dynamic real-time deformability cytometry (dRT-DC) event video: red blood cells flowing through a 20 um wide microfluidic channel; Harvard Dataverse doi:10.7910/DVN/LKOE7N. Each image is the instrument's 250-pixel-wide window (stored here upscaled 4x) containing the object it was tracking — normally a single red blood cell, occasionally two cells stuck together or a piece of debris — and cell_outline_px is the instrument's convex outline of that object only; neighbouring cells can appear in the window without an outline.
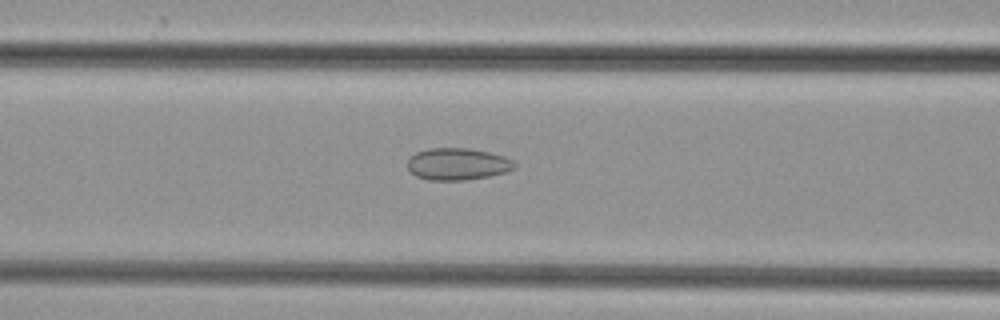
{"species": "common noctule bat (a hibernating species)", "species_latin": "Nyctalus noctula", "temperature_condition": "cold", "stored_images_in_passage": 49, "camera_frame_rate_fps": 3000, "um_per_image_px": 0.085, "animal": {"sex": "female", "body_mass_g": 29.2, "forearm_length_mm": 56.3}, "frame": {"image": 1, "passage_image": 20, "time_ms": 6.333, "image_size_px": [1000, 320], "cell_outline_px": [[516, 168], [508, 172], [488, 176], [464, 180], [428, 180], [416, 176], [408, 168], [408, 160], [416, 152], [428, 148], [468, 148], [488, 152], [504, 156], [512, 160], [516, 164]], "centroid_in_image_um": [38.91, 13.94], "position_along_channel_um": 127.7, "area_um2": 19.94}}
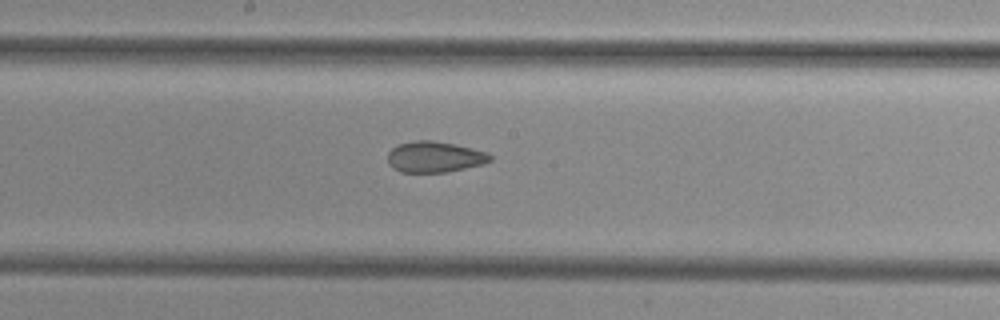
{"frame": {"image": 2, "passage_image": 26, "time_ms": 8.333, "image_size_px": [1000, 320], "cell_outline_px": [[492, 160], [484, 164], [444, 172], [400, 172], [392, 168], [388, 164], [388, 152], [396, 144], [416, 140], [432, 140], [456, 144], [488, 152], [492, 156]], "centroid_in_image_um": [36.93, 13.32], "position_along_channel_um": 211.3, "area_um2": 18.67}}
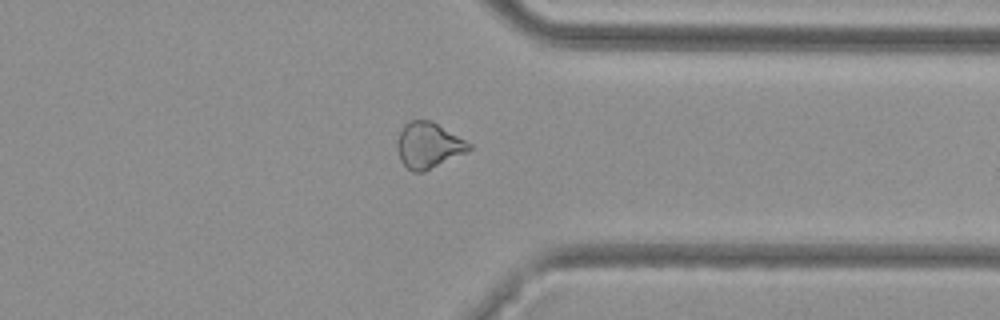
{"frame": {"image": 3, "passage_image": 38, "time_ms": 12.333, "image_size_px": [1000, 320], "cell_outline_px": [[472, 148], [468, 152], [424, 172], [412, 172], [400, 160], [396, 148], [396, 144], [400, 132], [404, 124], [408, 120], [432, 120], [472, 144]], "centroid_in_image_um": [36.42, 12.35], "position_along_channel_um": 375.0, "area_um2": 19.42}}